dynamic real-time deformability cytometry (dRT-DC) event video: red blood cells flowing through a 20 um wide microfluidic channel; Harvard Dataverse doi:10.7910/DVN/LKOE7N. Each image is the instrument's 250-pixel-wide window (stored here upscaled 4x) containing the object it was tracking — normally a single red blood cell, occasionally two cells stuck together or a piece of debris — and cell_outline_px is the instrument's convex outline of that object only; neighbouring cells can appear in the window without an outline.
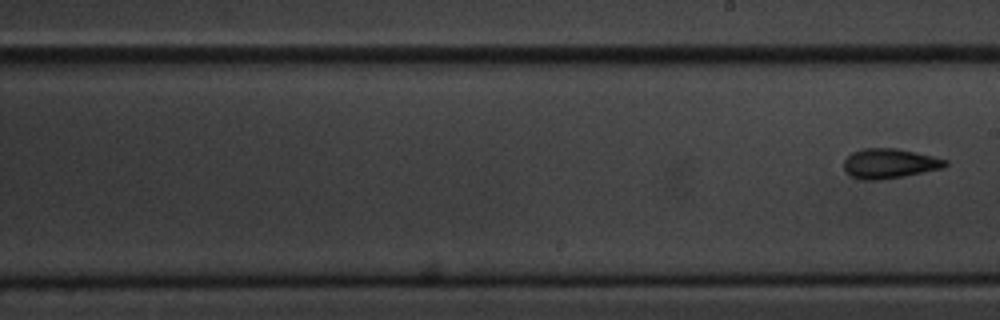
{"species": "common noctule bat (a hibernating species)", "species_latin": "Nyctalus noctula", "temperature_condition": "cold", "stored_images_in_passage": 11, "segment_of_instrument_passage": [2, 2], "camera_frame_rate_fps": 3000, "um_per_image_px": 0.085, "animal": {"sex": "male", "body_mass_g": 20.1, "forearm_length_mm": 53.5}, "frame": {"image": 1, "passage_image": 11, "time_ms": 12.333, "image_size_px": [1000, 320], "cell_outline_px": [[948, 164], [944, 168], [904, 176], [880, 180], [860, 180], [852, 176], [844, 168], [844, 160], [852, 152], [864, 148], [896, 148], [916, 152], [948, 160]], "centroid_in_image_um": [75.62, 13.9], "position_along_channel_um": 213.4, "area_um2": 17.63}}